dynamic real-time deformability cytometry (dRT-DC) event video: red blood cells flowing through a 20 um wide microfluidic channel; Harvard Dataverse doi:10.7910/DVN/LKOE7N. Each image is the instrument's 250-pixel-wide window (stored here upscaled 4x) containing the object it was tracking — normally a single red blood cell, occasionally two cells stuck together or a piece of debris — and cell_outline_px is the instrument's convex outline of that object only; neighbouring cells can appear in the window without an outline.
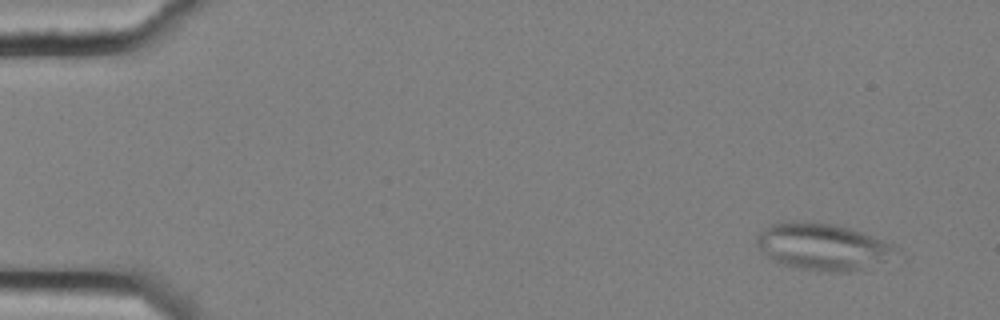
{"species": "common noctule bat (a hibernating species)", "species_latin": "Nyctalus noctula", "temperature_condition": "cold", "stored_images_in_passage": 7, "camera_frame_rate_fps": 3000, "um_per_image_px": 0.085, "animal": {"sex": "female", "body_mass_g": 25.1}, "frame": {"image": 1, "passage_image": 2, "time_ms": 0.333, "image_size_px": [1000, 320], "cell_outline_px": [[892, 248], [884, 260], [852, 272], [828, 272], [796, 268], [772, 260], [756, 244], [756, 236], [760, 232], [772, 224], [792, 220], [812, 220], [836, 224], [860, 232], [892, 244]], "centroid_in_image_um": [69.79, 20.94], "position_along_channel_um": 15.2, "area_um2": 37.22}}